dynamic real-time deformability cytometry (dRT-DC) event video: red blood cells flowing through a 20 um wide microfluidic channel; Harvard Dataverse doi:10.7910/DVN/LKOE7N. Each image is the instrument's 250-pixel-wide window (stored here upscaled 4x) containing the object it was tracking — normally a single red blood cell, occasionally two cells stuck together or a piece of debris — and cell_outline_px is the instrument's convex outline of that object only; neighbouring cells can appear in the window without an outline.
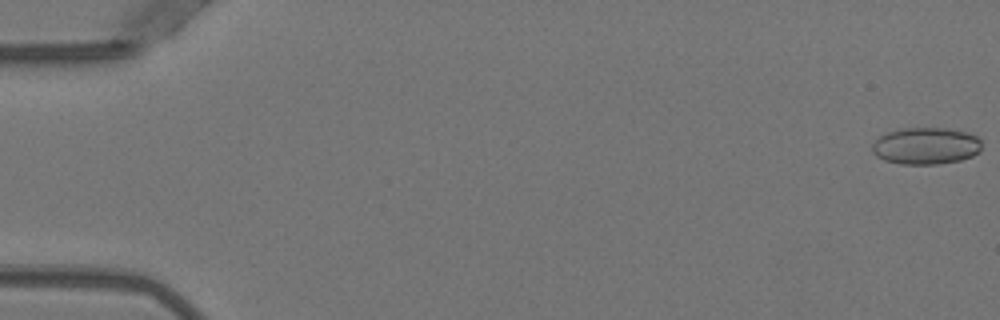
{"species": "Egyptian fruit bat (a non-hibernating species)", "species_latin": "Rousettus aegyptiacus", "temperature_condition": "warm", "stored_images_in_passage": 51, "camera_frame_rate_fps": 3000, "um_per_image_px": 0.085, "animal": {"sex": "female"}, "frame": {"image": 1, "passage_image": 1, "time_ms": 0.0, "image_size_px": [1000, 320], "cell_outline_px": [[980, 152], [972, 156], [960, 160], [936, 164], [900, 164], [884, 160], [876, 156], [872, 152], [872, 144], [880, 136], [888, 132], [900, 128], [948, 128], [968, 132], [976, 136], [980, 140]], "centroid_in_image_um": [78.69, 12.4], "position_along_channel_um": 6.3, "area_um2": 23.64}}
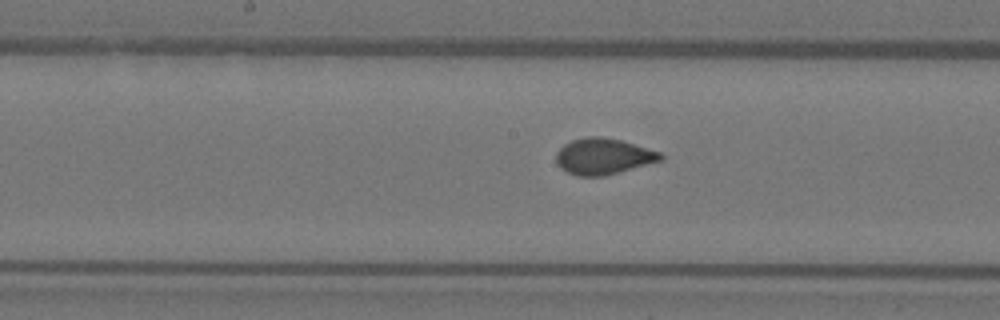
{"frame": {"image": 2, "passage_image": 27, "time_ms": 8.667, "image_size_px": [1000, 320], "cell_outline_px": [[664, 156], [660, 160], [604, 176], [576, 176], [560, 168], [556, 160], [556, 152], [564, 144], [572, 140], [588, 136], [600, 136], [620, 140], [660, 152]], "centroid_in_image_um": [51.23, 13.29], "position_along_channel_um": 197.0, "area_um2": 21.68}}
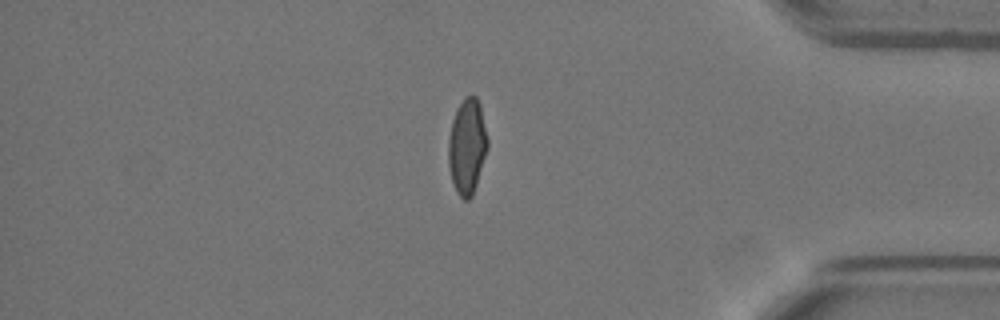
{"frame": {"image": 3, "passage_image": 44, "time_ms": 14.333, "image_size_px": [1000, 320], "cell_outline_px": [[488, 148], [472, 196], [468, 200], [464, 200], [456, 192], [452, 180], [448, 164], [448, 140], [452, 120], [456, 108], [464, 96], [476, 96], [480, 104], [488, 140]], "centroid_in_image_um": [39.69, 12.42], "position_along_channel_um": 395.5, "area_um2": 21.85}}